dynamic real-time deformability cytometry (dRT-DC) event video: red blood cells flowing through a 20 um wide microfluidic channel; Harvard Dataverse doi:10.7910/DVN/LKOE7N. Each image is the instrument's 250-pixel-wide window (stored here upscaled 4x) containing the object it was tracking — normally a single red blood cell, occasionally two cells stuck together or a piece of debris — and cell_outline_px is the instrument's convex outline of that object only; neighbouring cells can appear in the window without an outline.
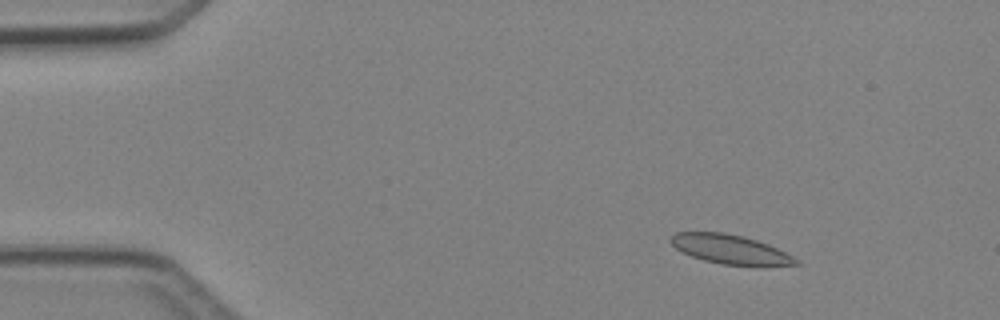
{"species": "Egyptian fruit bat (a non-hibernating species)", "species_latin": "Rousettus aegyptiacus", "temperature_condition": "cold", "stored_images_in_passage": 2, "camera_frame_rate_fps": 3000, "um_per_image_px": 0.085, "animal": {"sex": "female"}, "frame": {"image": 1, "passage_image": 1, "time_ms": 0.0, "image_size_px": [1000, 320], "cell_outline_px": [[800, 264], [720, 264], [704, 260], [692, 256], [676, 248], [668, 240], [676, 232], [724, 232], [744, 236], [768, 244], [800, 260]], "centroid_in_image_um": [62.01, 21.16], "position_along_channel_um": 23.0, "area_um2": 20.69}}